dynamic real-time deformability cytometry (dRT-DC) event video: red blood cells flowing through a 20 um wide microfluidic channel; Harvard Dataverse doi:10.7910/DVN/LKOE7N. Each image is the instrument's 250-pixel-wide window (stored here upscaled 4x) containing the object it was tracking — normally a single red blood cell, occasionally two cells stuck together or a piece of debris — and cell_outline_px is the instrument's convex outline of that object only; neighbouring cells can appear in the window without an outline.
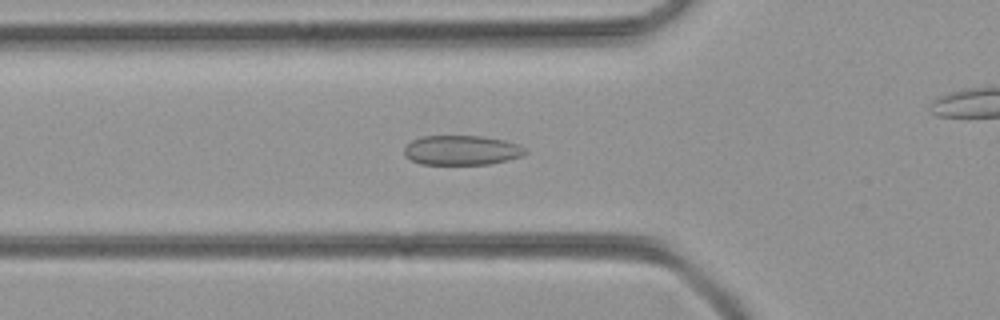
{"species": "common noctule bat (a hibernating species)", "species_latin": "Nyctalus noctula", "temperature_condition": "room temperature", "stored_images_in_passage": 49, "camera_frame_rate_fps": 3000, "um_per_image_px": 0.085, "animal": {"sex": "female", "body_mass_g": 21.9}, "frame": {"image": 1, "passage_image": 15, "time_ms": 4.667, "image_size_px": [1000, 320], "cell_outline_px": [[528, 152], [520, 156], [508, 160], [488, 164], [420, 164], [404, 156], [404, 148], [412, 140], [424, 136], [484, 136], [504, 140], [516, 144], [524, 148]], "centroid_in_image_um": [39.22, 12.77], "position_along_channel_um": 86.6, "area_um2": 20.81}}
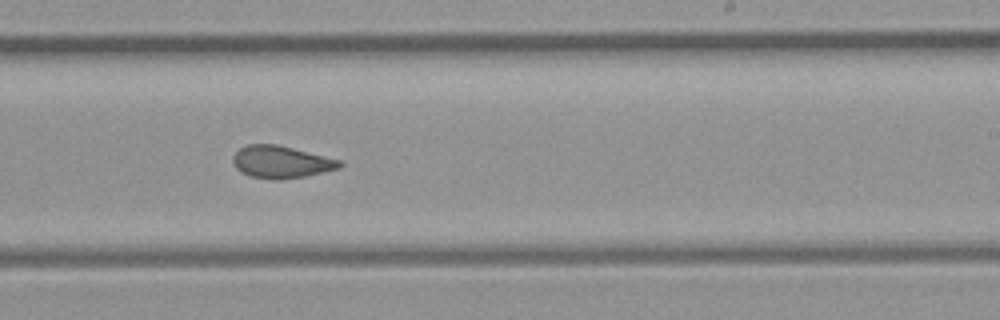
{"frame": {"image": 2, "passage_image": 28, "time_ms": 9.0, "image_size_px": [1000, 320], "cell_outline_px": [[344, 164], [340, 168], [304, 176], [280, 180], [276, 180], [248, 176], [240, 172], [236, 168], [232, 160], [232, 156], [240, 148], [248, 144], [276, 144], [340, 160]], "centroid_in_image_um": [23.86, 13.77], "position_along_channel_um": 265.1, "area_um2": 20.0}}
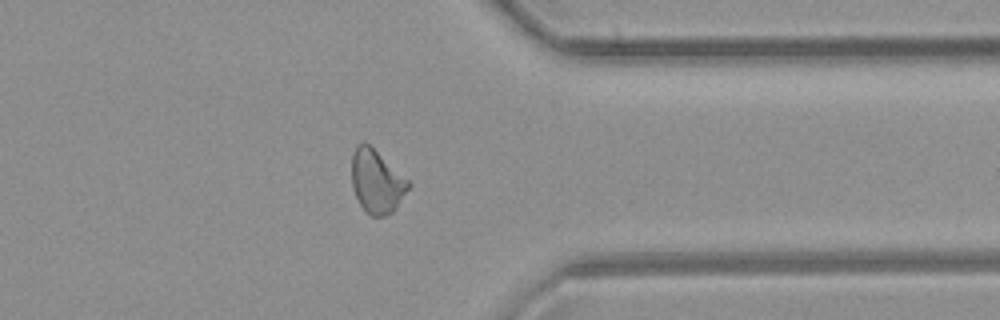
{"frame": {"image": 3, "passage_image": 37, "time_ms": 12.0, "image_size_px": [1000, 320], "cell_outline_px": [[412, 184], [396, 208], [392, 212], [384, 216], [372, 216], [360, 204], [352, 188], [352, 152], [356, 144], [368, 144], [408, 180]], "centroid_in_image_um": [32.01, 15.44], "position_along_channel_um": 379.4, "area_um2": 20.52}}